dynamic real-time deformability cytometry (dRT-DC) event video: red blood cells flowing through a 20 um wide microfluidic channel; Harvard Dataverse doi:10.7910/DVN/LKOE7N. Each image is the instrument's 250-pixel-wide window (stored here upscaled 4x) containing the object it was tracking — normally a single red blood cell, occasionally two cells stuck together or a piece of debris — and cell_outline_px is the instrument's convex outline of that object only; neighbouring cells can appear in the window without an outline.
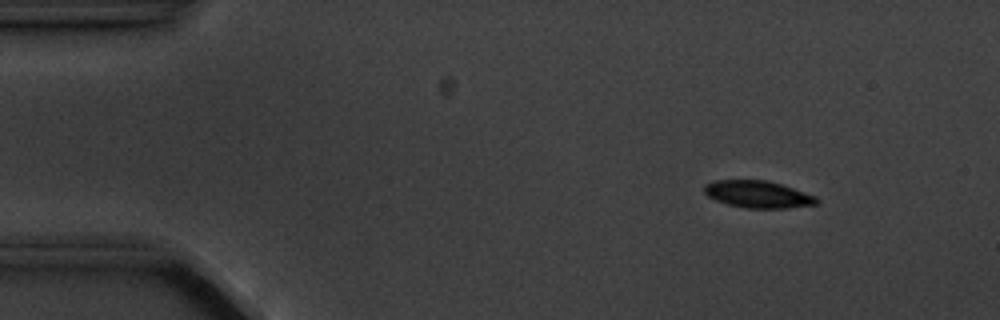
{"species": "common noctule bat (a hibernating species)", "species_latin": "Nyctalus noctula", "temperature_condition": "cold", "stored_images_in_passage": 5, "camera_frame_rate_fps": 3000, "um_per_image_px": 0.085, "animal": {"sex": "male", "body_mass_g": 20.1, "forearm_length_mm": 53.5}, "frame": {"image": 1, "passage_image": 2, "time_ms": 1.0, "image_size_px": [1000, 320], "cell_outline_px": [[820, 200], [816, 204], [788, 208], [748, 208], [728, 204], [716, 200], [708, 196], [704, 192], [704, 184], [712, 180], [768, 180], [816, 196]], "centroid_in_image_um": [64.41, 16.51], "position_along_channel_um": 20.6, "area_um2": 17.69}}